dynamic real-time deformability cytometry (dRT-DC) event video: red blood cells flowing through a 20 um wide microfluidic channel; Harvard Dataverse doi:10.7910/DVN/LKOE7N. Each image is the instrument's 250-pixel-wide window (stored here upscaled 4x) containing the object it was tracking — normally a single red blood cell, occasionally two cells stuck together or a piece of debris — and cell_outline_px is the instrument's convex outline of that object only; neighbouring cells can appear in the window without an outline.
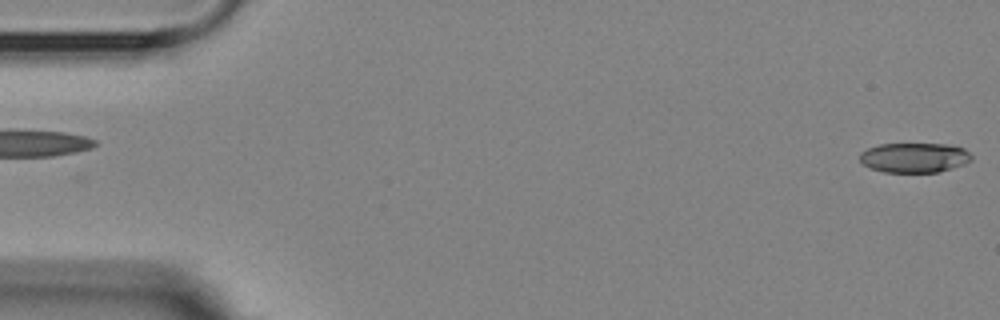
{"species": "Egyptian fruit bat (a non-hibernating species)", "species_latin": "Rousettus aegyptiacus", "temperature_condition": "room temperature", "stored_images_in_passage": 3, "segment_of_instrument_passage": [2, 2], "camera_frame_rate_fps": 3000, "um_per_image_px": 0.085, "animal": {"sex": "female"}, "frame": {"image": 1, "passage_image": 3, "time_ms": 2.333, "image_size_px": [1000, 320], "cell_outline_px": [[972, 160], [964, 164], [952, 168], [936, 172], [884, 172], [872, 168], [864, 164], [860, 160], [860, 152], [868, 148], [880, 144], [944, 144], [964, 148], [972, 156]], "centroid_in_image_um": [77.72, 13.39], "position_along_channel_um": 7.3, "area_um2": 19.25}}